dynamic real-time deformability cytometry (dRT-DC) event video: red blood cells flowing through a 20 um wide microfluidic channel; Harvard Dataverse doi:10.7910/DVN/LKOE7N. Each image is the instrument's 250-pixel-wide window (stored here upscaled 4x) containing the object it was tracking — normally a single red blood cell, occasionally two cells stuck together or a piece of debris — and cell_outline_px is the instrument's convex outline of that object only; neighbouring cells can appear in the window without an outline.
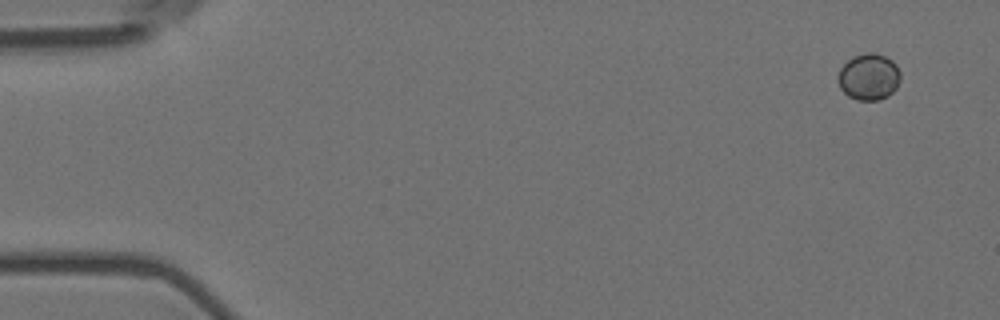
{"species": "Egyptian fruit bat (a non-hibernating species)", "species_latin": "Rousettus aegyptiacus", "temperature_condition": "room temperature", "stored_images_in_passage": 5, "camera_frame_rate_fps": 3000, "um_per_image_px": 0.085, "animal": {"sex": "female"}, "frame": {"image": 1, "passage_image": 1, "time_ms": 0.0, "image_size_px": [1000, 320], "cell_outline_px": [[900, 80], [896, 88], [888, 96], [880, 100], [856, 100], [848, 96], [840, 88], [836, 76], [840, 68], [852, 56], [868, 52], [872, 52], [884, 56], [892, 60], [896, 64], [900, 72]], "centroid_in_image_um": [73.84, 6.53], "position_along_channel_um": 11.2, "area_um2": 17.11}}
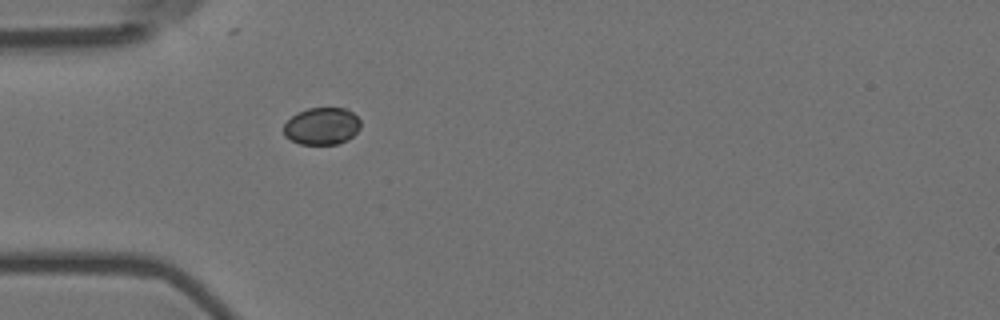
{"frame": {"image": 2, "passage_image": 5, "time_ms": 1.333, "image_size_px": [1000, 320], "cell_outline_px": [[360, 128], [348, 140], [336, 144], [300, 144], [284, 136], [284, 124], [296, 112], [308, 108], [344, 108], [352, 112], [360, 120]], "centroid_in_image_um": [27.35, 10.72], "position_along_channel_um": 57.7, "area_um2": 16.65}}